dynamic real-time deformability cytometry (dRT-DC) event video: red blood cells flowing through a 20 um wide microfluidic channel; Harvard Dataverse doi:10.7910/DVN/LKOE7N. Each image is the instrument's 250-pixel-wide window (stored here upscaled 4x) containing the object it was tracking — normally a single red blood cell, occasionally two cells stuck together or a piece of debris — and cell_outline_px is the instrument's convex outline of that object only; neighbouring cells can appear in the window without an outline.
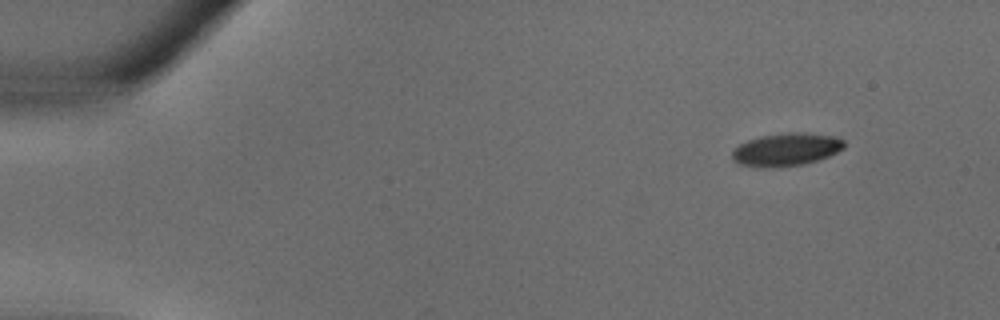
{"species": "common noctule bat (a hibernating species)", "species_latin": "Nyctalus noctula", "temperature_condition": "warm", "stored_images_in_passage": 33, "camera_frame_rate_fps": 3000, "um_per_image_px": 0.085, "animal": {"sex": "male", "body_mass_g": 18.8}, "frame": {"image": 1, "passage_image": 1, "time_ms": 0.0, "image_size_px": [1000, 320], "cell_outline_px": [[844, 148], [828, 156], [804, 164], [740, 164], [732, 160], [732, 152], [740, 144], [748, 140], [760, 136], [784, 132], [804, 132], [836, 136], [844, 140]], "centroid_in_image_um": [66.9, 12.63], "position_along_channel_um": 18.1, "area_um2": 20.52}}
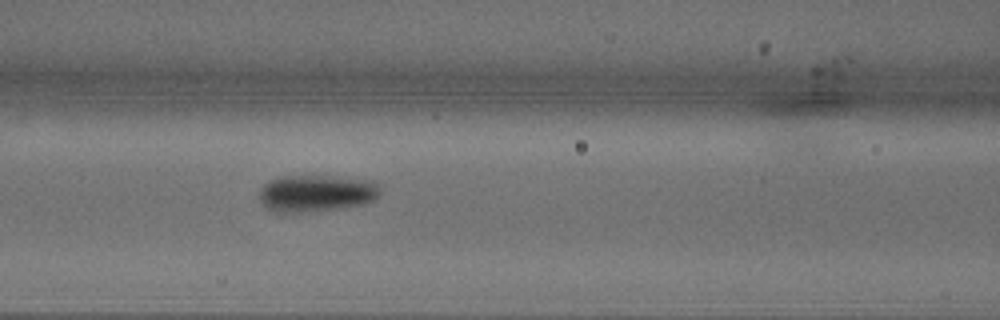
{"frame": {"image": 2, "passage_image": 13, "time_ms": 4.0, "image_size_px": [1000, 320], "cell_outline_px": [[380, 192], [372, 200], [364, 204], [336, 208], [268, 208], [260, 200], [260, 188], [264, 184], [280, 176], [324, 176], [372, 180], [376, 184]], "centroid_in_image_um": [26.95, 16.34], "position_along_channel_um": 139.7, "area_um2": 24.1}}
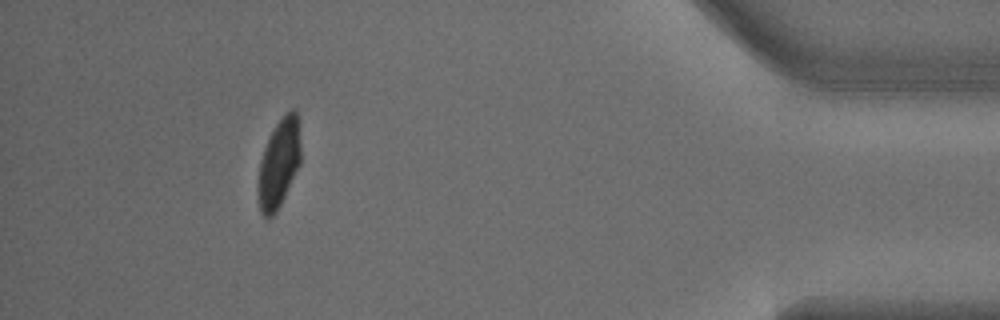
{"frame": {"image": 3, "passage_image": 30, "time_ms": 9.667, "image_size_px": [1000, 320], "cell_outline_px": [[300, 164], [276, 212], [268, 220], [264, 220], [260, 212], [256, 192], [256, 184], [260, 160], [264, 148], [276, 124], [284, 112], [292, 108], [296, 108], [300, 144]], "centroid_in_image_um": [23.66, 13.93], "position_along_channel_um": 411.5, "area_um2": 22.37}}